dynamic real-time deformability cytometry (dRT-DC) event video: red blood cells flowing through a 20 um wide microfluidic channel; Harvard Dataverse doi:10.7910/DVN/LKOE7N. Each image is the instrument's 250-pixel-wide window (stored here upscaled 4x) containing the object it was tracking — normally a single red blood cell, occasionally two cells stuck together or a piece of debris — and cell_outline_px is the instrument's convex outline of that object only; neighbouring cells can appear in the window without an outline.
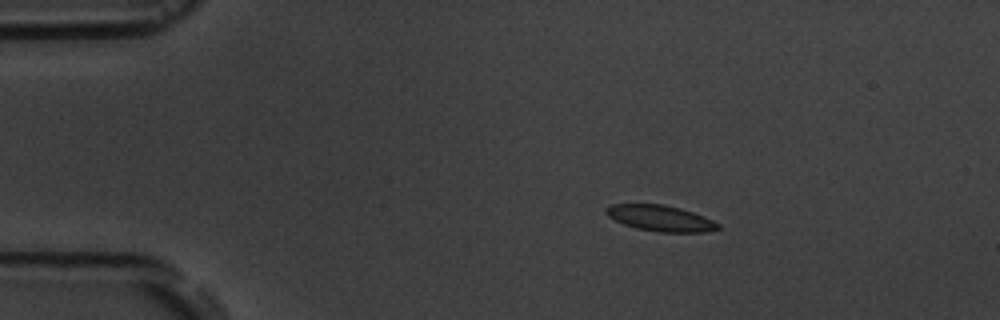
{"species": "common noctule bat (a hibernating species)", "species_latin": "Nyctalus noctula", "temperature_condition": "room temperature", "stored_images_in_passage": 4, "camera_frame_rate_fps": 3000, "um_per_image_px": 0.085, "animal": {"sex": "male", "body_mass_g": 19.5, "forearm_length_mm": 54.6}, "frame": {"image": 1, "passage_image": 2, "time_ms": 1.333, "image_size_px": [1000, 320], "cell_outline_px": [[720, 228], [708, 232], [660, 232], [636, 228], [624, 224], [608, 216], [604, 212], [604, 208], [608, 204], [664, 204], [680, 208], [704, 216], [720, 224]], "centroid_in_image_um": [56.12, 18.54], "position_along_channel_um": 28.9, "area_um2": 16.99}}